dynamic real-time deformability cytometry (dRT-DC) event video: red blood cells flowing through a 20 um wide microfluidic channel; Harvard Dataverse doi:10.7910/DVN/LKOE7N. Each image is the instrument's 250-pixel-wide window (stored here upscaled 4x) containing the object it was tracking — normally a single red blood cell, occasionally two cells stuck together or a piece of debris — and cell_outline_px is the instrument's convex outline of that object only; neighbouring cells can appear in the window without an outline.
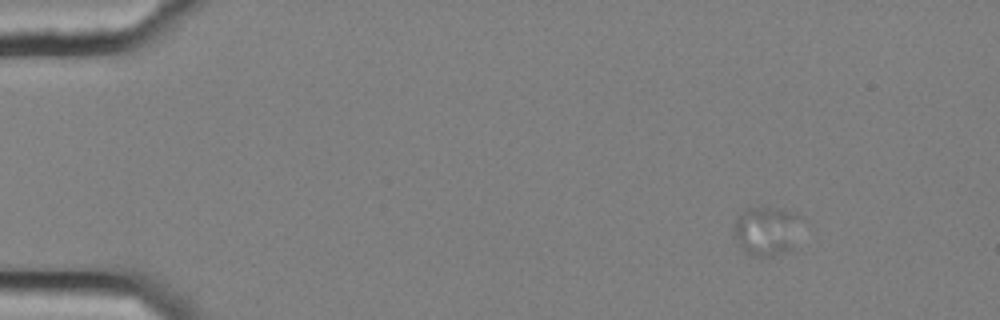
{"species": "common noctule bat (a hibernating species)", "species_latin": "Nyctalus noctula", "temperature_condition": "cold", "stored_images_in_passage": 59, "camera_frame_rate_fps": 3000, "um_per_image_px": 0.085, "animal": {"sex": "female", "body_mass_g": 25.1}, "frame": {"image": 1, "passage_image": 9, "time_ms": 2.667, "image_size_px": [1000, 320], "cell_outline_px": [[800, 216], [792, 248], [772, 256], [752, 256], [732, 236], [732, 228], [736, 220], [744, 208], [760, 204], [792, 212]], "centroid_in_image_um": [65.07, 19.56], "position_along_channel_um": 19.9, "area_um2": 19.25}, "authors_computed_cell_mechanics": {"area_um2": 13.872, "velocity_mm_per_s": 3.6074, "shape_relaxation_time_tau1_ms": 3.1338, "shape_relaxation_time_tau2_ms": null, "deformation_change_tau1": 0.0908, "deformation_change_tau2": null}}